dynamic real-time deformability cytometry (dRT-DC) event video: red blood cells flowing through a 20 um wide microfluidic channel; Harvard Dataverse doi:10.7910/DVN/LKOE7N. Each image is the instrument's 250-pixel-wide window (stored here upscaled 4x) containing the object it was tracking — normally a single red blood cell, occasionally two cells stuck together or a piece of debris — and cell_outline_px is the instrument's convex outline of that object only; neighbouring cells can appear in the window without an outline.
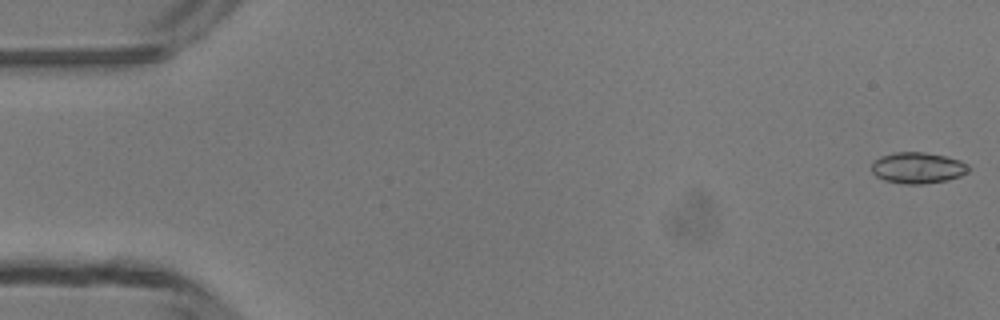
{"species": "common noctule bat (a hibernating species)", "species_latin": "Nyctalus noctula", "temperature_condition": "room temperature", "stored_images_in_passage": 35, "camera_frame_rate_fps": 3000, "um_per_image_px": 0.085, "animal": {"sex": "male", "body_mass_g": 13.3}, "frame": {"image": 1, "passage_image": 1, "time_ms": 0.0, "image_size_px": [1000, 320], "cell_outline_px": [[968, 172], [960, 176], [948, 180], [924, 184], [904, 184], [884, 180], [876, 176], [872, 172], [872, 160], [880, 156], [892, 152], [924, 152], [944, 156], [960, 160], [968, 164]], "centroid_in_image_um": [77.98, 14.26], "position_along_channel_um": 7.0, "area_um2": 17.74}}
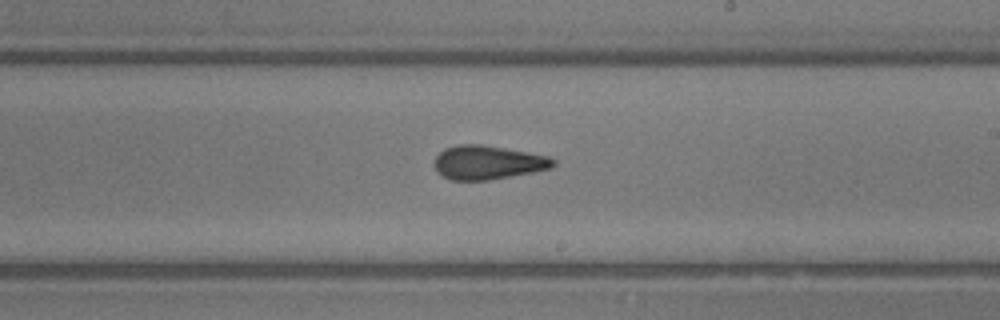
{"frame": {"image": 2, "passage_image": 17, "time_ms": 5.333, "image_size_px": [1000, 320], "cell_outline_px": [[556, 164], [552, 168], [512, 176], [488, 180], [452, 180], [436, 172], [432, 164], [432, 160], [444, 148], [456, 144], [480, 144], [504, 148], [548, 156], [556, 160]], "centroid_in_image_um": [41.42, 13.81], "position_along_channel_um": 247.6, "area_um2": 23.64}}
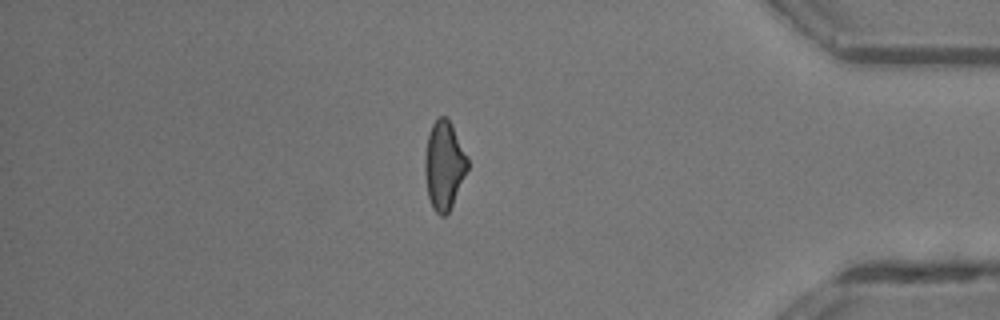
{"frame": {"image": 3, "passage_image": 30, "time_ms": 9.667, "image_size_px": [1000, 320], "cell_outline_px": [[468, 168], [452, 204], [448, 212], [444, 216], [440, 216], [432, 208], [428, 196], [424, 172], [424, 160], [428, 136], [432, 124], [440, 116], [444, 116], [452, 124], [468, 156]], "centroid_in_image_um": [37.74, 14.04], "position_along_channel_um": 397.5, "area_um2": 21.91}, "authors_computed_cell_mechanics": {"area_um2": 23.1778, "velocity_mm_per_s": 4.2931, "shape_relaxation_time_tau1_ms": 8.4979, "shape_relaxation_time_tau2_ms": 2.314, "deformation_change_tau1": 0.1938, "deformation_change_tau2": 0.092}}